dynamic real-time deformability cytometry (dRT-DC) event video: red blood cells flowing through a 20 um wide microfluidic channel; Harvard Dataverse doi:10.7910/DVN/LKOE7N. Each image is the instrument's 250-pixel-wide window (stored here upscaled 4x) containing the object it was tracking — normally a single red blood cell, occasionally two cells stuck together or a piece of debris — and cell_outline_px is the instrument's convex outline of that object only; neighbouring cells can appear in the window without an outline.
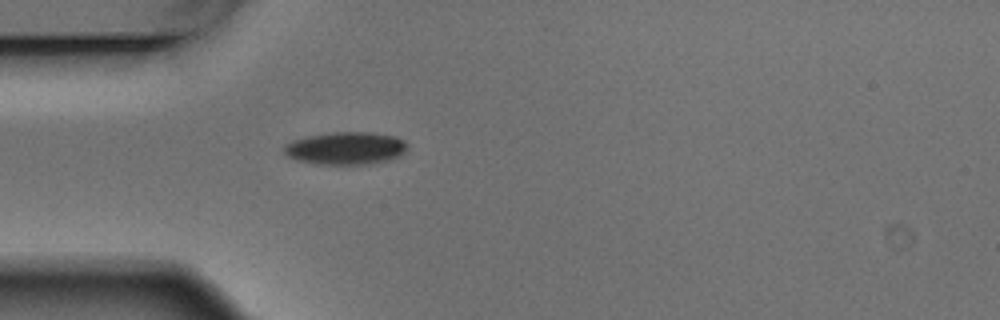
{"species": "Egyptian fruit bat (a non-hibernating species)", "species_latin": "Rousettus aegyptiacus", "temperature_condition": "warm", "stored_images_in_passage": 1, "camera_frame_rate_fps": 3000, "um_per_image_px": 0.085, "animal": {"sex": "male"}, "frame": {"image": 1, "passage_image": 1, "time_ms": 0.0, "image_size_px": [1000, 320], "cell_outline_px": [[408, 152], [392, 160], [372, 164], [316, 164], [296, 160], [288, 156], [284, 152], [284, 148], [292, 140], [308, 136], [336, 132], [368, 132], [396, 136], [404, 140], [408, 144]], "centroid_in_image_um": [29.48, 12.61], "position_along_channel_um": 55.5, "area_um2": 23.7}}